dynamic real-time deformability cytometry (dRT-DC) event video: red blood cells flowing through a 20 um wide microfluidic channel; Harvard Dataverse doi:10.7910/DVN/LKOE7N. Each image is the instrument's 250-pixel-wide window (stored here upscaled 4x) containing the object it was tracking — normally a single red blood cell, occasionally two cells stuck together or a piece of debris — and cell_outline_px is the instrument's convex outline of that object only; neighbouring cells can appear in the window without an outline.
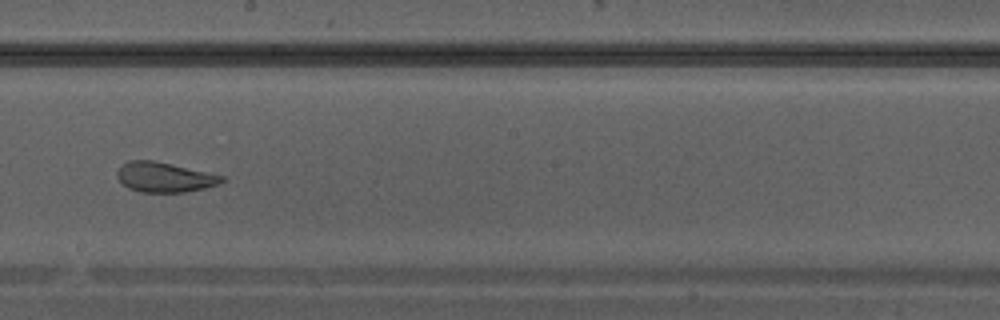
{"species": "Egyptian fruit bat (a non-hibernating species)", "species_latin": "Rousettus aegyptiacus", "temperature_condition": "warm", "stored_images_in_passage": 35, "camera_frame_rate_fps": 3000, "um_per_image_px": 0.085, "animal": {"sex": "male"}, "frame": {"image": 1, "passage_image": 20, "time_ms": 6.333, "image_size_px": [1000, 320], "cell_outline_px": [[224, 180], [220, 184], [204, 188], [184, 192], [140, 192], [128, 188], [116, 176], [116, 172], [128, 160], [152, 160], [172, 164], [224, 176]], "centroid_in_image_um": [13.98, 15.06], "position_along_channel_um": 234.2, "area_um2": 18.09}}